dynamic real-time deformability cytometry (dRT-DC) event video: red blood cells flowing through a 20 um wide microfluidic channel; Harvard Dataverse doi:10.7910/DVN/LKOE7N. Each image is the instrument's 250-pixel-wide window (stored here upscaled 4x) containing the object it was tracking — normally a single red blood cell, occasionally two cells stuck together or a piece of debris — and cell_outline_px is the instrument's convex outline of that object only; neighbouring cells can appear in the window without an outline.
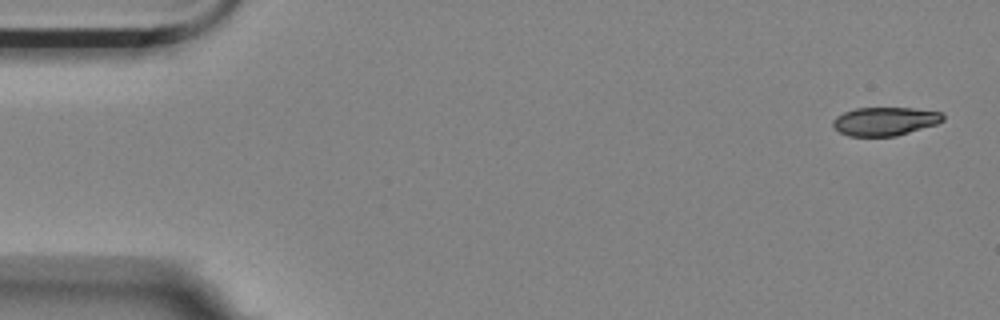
{"species": "Egyptian fruit bat (a non-hibernating species)", "species_latin": "Rousettus aegyptiacus", "temperature_condition": "room temperature", "stored_images_in_passage": 3, "camera_frame_rate_fps": 3000, "um_per_image_px": 0.085, "animal": {"sex": "female"}, "frame": {"image": 1, "passage_image": 1, "time_ms": 0.0, "image_size_px": [1000, 320], "cell_outline_px": [[944, 120], [936, 124], [896, 136], [848, 136], [840, 132], [832, 124], [832, 120], [836, 116], [844, 112], [856, 108], [912, 108], [940, 112], [944, 116]], "centroid_in_image_um": [75.2, 10.31], "position_along_channel_um": 9.8, "area_um2": 18.15}}